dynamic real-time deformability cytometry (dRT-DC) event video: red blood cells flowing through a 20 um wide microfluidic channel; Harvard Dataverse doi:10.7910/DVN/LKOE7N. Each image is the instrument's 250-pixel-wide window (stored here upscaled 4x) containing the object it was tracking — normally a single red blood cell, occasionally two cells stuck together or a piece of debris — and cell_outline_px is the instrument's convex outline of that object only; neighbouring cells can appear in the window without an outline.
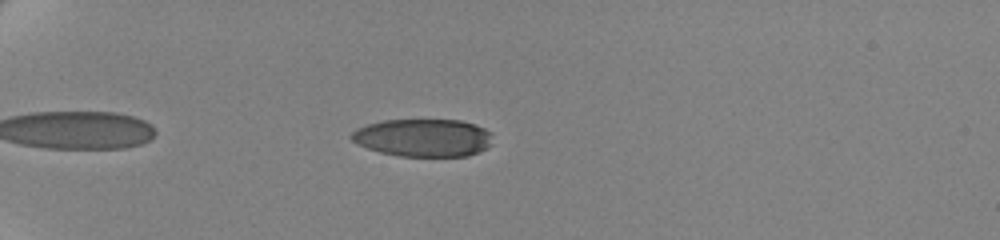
{"species": "human", "species_latin": "Homo sapiens", "temperature_condition": "cold", "stored_images_in_passage": 45, "camera_frame_rate_fps": 3000, "um_per_image_px": 0.085, "donor": {"sex": "female"}, "frame": {"image": 1, "passage_image": 3, "time_ms": 0.667, "image_size_px": [1000, 240], "cell_outline_px": [[492, 144], [488, 148], [468, 156], [400, 156], [380, 152], [356, 144], [348, 136], [356, 128], [368, 124], [384, 120], [460, 120], [484, 128], [492, 132]], "centroid_in_image_um": [35.98, 11.71], "position_along_channel_um": 49.0, "area_um2": 31.27}}
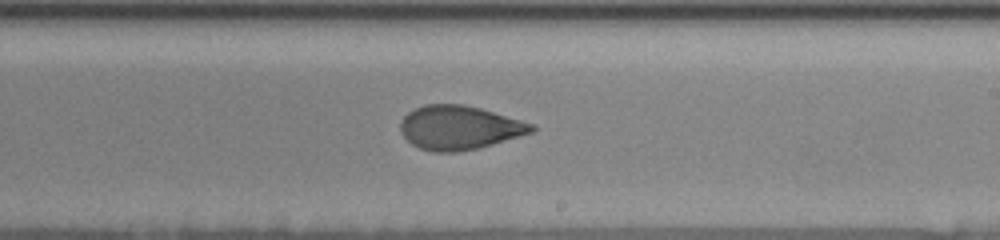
{"frame": {"image": 2, "passage_image": 24, "time_ms": 7.667, "image_size_px": [1000, 240], "cell_outline_px": [[536, 128], [532, 132], [480, 148], [456, 152], [432, 152], [420, 148], [412, 144], [400, 132], [400, 120], [408, 112], [424, 104], [464, 104], [480, 108], [520, 120], [532, 124]], "centroid_in_image_um": [39.0, 10.85], "position_along_channel_um": 250.0, "area_um2": 33.47}}
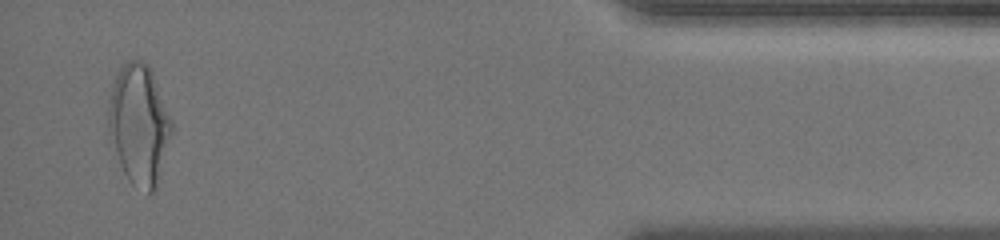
{"frame": {"image": 3, "passage_image": 43, "time_ms": 14.0, "image_size_px": [1000, 240], "cell_outline_px": [[172, 132], [156, 188], [152, 192], [148, 192], [132, 184], [128, 180], [120, 164], [108, 132], [108, 108], [112, 88], [116, 76], [120, 68], [128, 60], [140, 60], [148, 64], [152, 68], [172, 120]], "centroid_in_image_um": [11.83, 10.55], "position_along_channel_um": 423.4, "area_um2": 44.04}, "authors_computed_cell_mechanics": {"area_um2": 34.2176, "velocity_mm_per_s": 3.5011, "shape_relaxation_time_tau1_ms": 7.5576, "shape_relaxation_time_tau2_ms": 1.4224, "deformation_change_tau1": 0.2087, "deformation_change_tau2": 0.0739}}